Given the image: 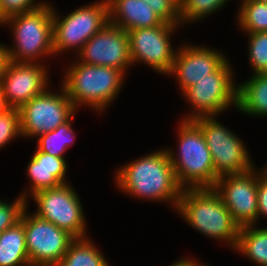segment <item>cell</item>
I'll return each instance as SVG.
<instances>
[{
	"label": "cell",
	"mask_w": 267,
	"mask_h": 266,
	"mask_svg": "<svg viewBox=\"0 0 267 266\" xmlns=\"http://www.w3.org/2000/svg\"><path fill=\"white\" fill-rule=\"evenodd\" d=\"M113 176L115 187L123 194L140 200L167 202L176 210L183 188L177 182L166 147L119 165Z\"/></svg>",
	"instance_id": "1"
},
{
	"label": "cell",
	"mask_w": 267,
	"mask_h": 266,
	"mask_svg": "<svg viewBox=\"0 0 267 266\" xmlns=\"http://www.w3.org/2000/svg\"><path fill=\"white\" fill-rule=\"evenodd\" d=\"M175 212L195 231L235 249L240 226L213 188L183 189Z\"/></svg>",
	"instance_id": "2"
},
{
	"label": "cell",
	"mask_w": 267,
	"mask_h": 266,
	"mask_svg": "<svg viewBox=\"0 0 267 266\" xmlns=\"http://www.w3.org/2000/svg\"><path fill=\"white\" fill-rule=\"evenodd\" d=\"M125 77L119 69L89 65L74 58L65 67L60 84L77 111L80 106H87L96 114H103L121 93Z\"/></svg>",
	"instance_id": "3"
},
{
	"label": "cell",
	"mask_w": 267,
	"mask_h": 266,
	"mask_svg": "<svg viewBox=\"0 0 267 266\" xmlns=\"http://www.w3.org/2000/svg\"><path fill=\"white\" fill-rule=\"evenodd\" d=\"M177 149L167 147L178 184L183 188H213L219 178L201 128L193 120H180Z\"/></svg>",
	"instance_id": "4"
},
{
	"label": "cell",
	"mask_w": 267,
	"mask_h": 266,
	"mask_svg": "<svg viewBox=\"0 0 267 266\" xmlns=\"http://www.w3.org/2000/svg\"><path fill=\"white\" fill-rule=\"evenodd\" d=\"M52 4L46 1L39 9L6 18L4 26H10L14 41L12 46L7 45L10 61L43 63L42 58L47 61L55 57Z\"/></svg>",
	"instance_id": "5"
},
{
	"label": "cell",
	"mask_w": 267,
	"mask_h": 266,
	"mask_svg": "<svg viewBox=\"0 0 267 266\" xmlns=\"http://www.w3.org/2000/svg\"><path fill=\"white\" fill-rule=\"evenodd\" d=\"M228 58L208 77L197 81L182 95L191 108L181 120H193L203 116H220L233 105L237 108V83L235 70ZM192 106V107H191Z\"/></svg>",
	"instance_id": "6"
},
{
	"label": "cell",
	"mask_w": 267,
	"mask_h": 266,
	"mask_svg": "<svg viewBox=\"0 0 267 266\" xmlns=\"http://www.w3.org/2000/svg\"><path fill=\"white\" fill-rule=\"evenodd\" d=\"M53 6V50L56 56L73 51L76 55L85 43L109 22L107 0L80 6L66 16Z\"/></svg>",
	"instance_id": "7"
},
{
	"label": "cell",
	"mask_w": 267,
	"mask_h": 266,
	"mask_svg": "<svg viewBox=\"0 0 267 266\" xmlns=\"http://www.w3.org/2000/svg\"><path fill=\"white\" fill-rule=\"evenodd\" d=\"M218 116H203L193 119L201 128L212 155L215 174H242L253 169L254 162L246 143L236 133L221 124Z\"/></svg>",
	"instance_id": "8"
},
{
	"label": "cell",
	"mask_w": 267,
	"mask_h": 266,
	"mask_svg": "<svg viewBox=\"0 0 267 266\" xmlns=\"http://www.w3.org/2000/svg\"><path fill=\"white\" fill-rule=\"evenodd\" d=\"M30 197L37 205L34 211L36 216L53 223L74 238L88 237L85 210L80 196L70 183L40 190Z\"/></svg>",
	"instance_id": "9"
},
{
	"label": "cell",
	"mask_w": 267,
	"mask_h": 266,
	"mask_svg": "<svg viewBox=\"0 0 267 266\" xmlns=\"http://www.w3.org/2000/svg\"><path fill=\"white\" fill-rule=\"evenodd\" d=\"M58 87L61 89L59 93H53L47 87L19 108L22 138L36 139L39 135L55 130L78 112L63 86Z\"/></svg>",
	"instance_id": "10"
},
{
	"label": "cell",
	"mask_w": 267,
	"mask_h": 266,
	"mask_svg": "<svg viewBox=\"0 0 267 266\" xmlns=\"http://www.w3.org/2000/svg\"><path fill=\"white\" fill-rule=\"evenodd\" d=\"M28 213L27 205L20 221L24 225L30 265L57 266L75 238L53 223L39 218L33 212Z\"/></svg>",
	"instance_id": "11"
},
{
	"label": "cell",
	"mask_w": 267,
	"mask_h": 266,
	"mask_svg": "<svg viewBox=\"0 0 267 266\" xmlns=\"http://www.w3.org/2000/svg\"><path fill=\"white\" fill-rule=\"evenodd\" d=\"M179 27L181 25L163 22L156 27L127 31L132 67L142 63L152 67L158 74L167 76L173 67L178 48L174 50L172 47L171 37Z\"/></svg>",
	"instance_id": "12"
},
{
	"label": "cell",
	"mask_w": 267,
	"mask_h": 266,
	"mask_svg": "<svg viewBox=\"0 0 267 266\" xmlns=\"http://www.w3.org/2000/svg\"><path fill=\"white\" fill-rule=\"evenodd\" d=\"M257 183L258 168L254 167L242 174L221 176L213 187L240 228L257 224Z\"/></svg>",
	"instance_id": "13"
},
{
	"label": "cell",
	"mask_w": 267,
	"mask_h": 266,
	"mask_svg": "<svg viewBox=\"0 0 267 266\" xmlns=\"http://www.w3.org/2000/svg\"><path fill=\"white\" fill-rule=\"evenodd\" d=\"M74 57L79 62L113 67L127 75L132 66L128 33L108 22Z\"/></svg>",
	"instance_id": "14"
},
{
	"label": "cell",
	"mask_w": 267,
	"mask_h": 266,
	"mask_svg": "<svg viewBox=\"0 0 267 266\" xmlns=\"http://www.w3.org/2000/svg\"><path fill=\"white\" fill-rule=\"evenodd\" d=\"M47 68L44 63L10 61L0 81L6 106L19 109L50 86Z\"/></svg>",
	"instance_id": "15"
},
{
	"label": "cell",
	"mask_w": 267,
	"mask_h": 266,
	"mask_svg": "<svg viewBox=\"0 0 267 266\" xmlns=\"http://www.w3.org/2000/svg\"><path fill=\"white\" fill-rule=\"evenodd\" d=\"M186 43L178 45L173 67L168 74V76L173 75L176 78L181 94L197 81L208 77L229 58L222 53V50L218 51L217 48Z\"/></svg>",
	"instance_id": "16"
},
{
	"label": "cell",
	"mask_w": 267,
	"mask_h": 266,
	"mask_svg": "<svg viewBox=\"0 0 267 266\" xmlns=\"http://www.w3.org/2000/svg\"><path fill=\"white\" fill-rule=\"evenodd\" d=\"M66 160V158L55 157L37 149L34 151L26 167V175L30 180L29 189L27 188L19 194L27 201V205L30 196L34 193L69 183L66 177V173H68Z\"/></svg>",
	"instance_id": "17"
},
{
	"label": "cell",
	"mask_w": 267,
	"mask_h": 266,
	"mask_svg": "<svg viewBox=\"0 0 267 266\" xmlns=\"http://www.w3.org/2000/svg\"><path fill=\"white\" fill-rule=\"evenodd\" d=\"M109 22L123 30L150 28L164 21L143 0H107Z\"/></svg>",
	"instance_id": "18"
},
{
	"label": "cell",
	"mask_w": 267,
	"mask_h": 266,
	"mask_svg": "<svg viewBox=\"0 0 267 266\" xmlns=\"http://www.w3.org/2000/svg\"><path fill=\"white\" fill-rule=\"evenodd\" d=\"M236 109L252 117H267V74H252L237 84Z\"/></svg>",
	"instance_id": "19"
},
{
	"label": "cell",
	"mask_w": 267,
	"mask_h": 266,
	"mask_svg": "<svg viewBox=\"0 0 267 266\" xmlns=\"http://www.w3.org/2000/svg\"><path fill=\"white\" fill-rule=\"evenodd\" d=\"M0 266H31L21 221L0 233Z\"/></svg>",
	"instance_id": "20"
},
{
	"label": "cell",
	"mask_w": 267,
	"mask_h": 266,
	"mask_svg": "<svg viewBox=\"0 0 267 266\" xmlns=\"http://www.w3.org/2000/svg\"><path fill=\"white\" fill-rule=\"evenodd\" d=\"M257 225L240 228L234 251L259 266H267V227Z\"/></svg>",
	"instance_id": "21"
},
{
	"label": "cell",
	"mask_w": 267,
	"mask_h": 266,
	"mask_svg": "<svg viewBox=\"0 0 267 266\" xmlns=\"http://www.w3.org/2000/svg\"><path fill=\"white\" fill-rule=\"evenodd\" d=\"M90 237L75 238L57 266H111Z\"/></svg>",
	"instance_id": "22"
},
{
	"label": "cell",
	"mask_w": 267,
	"mask_h": 266,
	"mask_svg": "<svg viewBox=\"0 0 267 266\" xmlns=\"http://www.w3.org/2000/svg\"><path fill=\"white\" fill-rule=\"evenodd\" d=\"M76 113L55 130L39 135L35 149L55 157L65 158V152L74 145L76 134L72 127Z\"/></svg>",
	"instance_id": "23"
},
{
	"label": "cell",
	"mask_w": 267,
	"mask_h": 266,
	"mask_svg": "<svg viewBox=\"0 0 267 266\" xmlns=\"http://www.w3.org/2000/svg\"><path fill=\"white\" fill-rule=\"evenodd\" d=\"M236 23L243 33L267 32V3L241 0Z\"/></svg>",
	"instance_id": "24"
},
{
	"label": "cell",
	"mask_w": 267,
	"mask_h": 266,
	"mask_svg": "<svg viewBox=\"0 0 267 266\" xmlns=\"http://www.w3.org/2000/svg\"><path fill=\"white\" fill-rule=\"evenodd\" d=\"M230 0H180L181 26L201 21L218 12Z\"/></svg>",
	"instance_id": "25"
},
{
	"label": "cell",
	"mask_w": 267,
	"mask_h": 266,
	"mask_svg": "<svg viewBox=\"0 0 267 266\" xmlns=\"http://www.w3.org/2000/svg\"><path fill=\"white\" fill-rule=\"evenodd\" d=\"M245 34L248 37V62L253 75L267 74V32Z\"/></svg>",
	"instance_id": "26"
},
{
	"label": "cell",
	"mask_w": 267,
	"mask_h": 266,
	"mask_svg": "<svg viewBox=\"0 0 267 266\" xmlns=\"http://www.w3.org/2000/svg\"><path fill=\"white\" fill-rule=\"evenodd\" d=\"M17 137L22 138L19 109L8 108L0 114V150Z\"/></svg>",
	"instance_id": "27"
},
{
	"label": "cell",
	"mask_w": 267,
	"mask_h": 266,
	"mask_svg": "<svg viewBox=\"0 0 267 266\" xmlns=\"http://www.w3.org/2000/svg\"><path fill=\"white\" fill-rule=\"evenodd\" d=\"M17 198V199H16ZM27 207V201L20 195L14 201L0 200V233L14 226L20 221L23 210Z\"/></svg>",
	"instance_id": "28"
},
{
	"label": "cell",
	"mask_w": 267,
	"mask_h": 266,
	"mask_svg": "<svg viewBox=\"0 0 267 266\" xmlns=\"http://www.w3.org/2000/svg\"><path fill=\"white\" fill-rule=\"evenodd\" d=\"M166 23L181 25L180 0H143Z\"/></svg>",
	"instance_id": "29"
},
{
	"label": "cell",
	"mask_w": 267,
	"mask_h": 266,
	"mask_svg": "<svg viewBox=\"0 0 267 266\" xmlns=\"http://www.w3.org/2000/svg\"><path fill=\"white\" fill-rule=\"evenodd\" d=\"M46 1L37 0H0V9L7 18L18 13H27L39 9Z\"/></svg>",
	"instance_id": "30"
},
{
	"label": "cell",
	"mask_w": 267,
	"mask_h": 266,
	"mask_svg": "<svg viewBox=\"0 0 267 266\" xmlns=\"http://www.w3.org/2000/svg\"><path fill=\"white\" fill-rule=\"evenodd\" d=\"M257 203L258 214L257 223L260 217L267 218V170L263 168L258 169V183H257Z\"/></svg>",
	"instance_id": "31"
},
{
	"label": "cell",
	"mask_w": 267,
	"mask_h": 266,
	"mask_svg": "<svg viewBox=\"0 0 267 266\" xmlns=\"http://www.w3.org/2000/svg\"><path fill=\"white\" fill-rule=\"evenodd\" d=\"M10 62L9 51L6 44L0 43V81Z\"/></svg>",
	"instance_id": "32"
},
{
	"label": "cell",
	"mask_w": 267,
	"mask_h": 266,
	"mask_svg": "<svg viewBox=\"0 0 267 266\" xmlns=\"http://www.w3.org/2000/svg\"><path fill=\"white\" fill-rule=\"evenodd\" d=\"M195 258H182L180 257L179 259H177L176 261H174L173 263H171L169 266H209V264H203L201 263L200 260L195 259Z\"/></svg>",
	"instance_id": "33"
},
{
	"label": "cell",
	"mask_w": 267,
	"mask_h": 266,
	"mask_svg": "<svg viewBox=\"0 0 267 266\" xmlns=\"http://www.w3.org/2000/svg\"><path fill=\"white\" fill-rule=\"evenodd\" d=\"M8 107L6 106L4 99H3V94H2V89L0 85V114L3 113Z\"/></svg>",
	"instance_id": "34"
},
{
	"label": "cell",
	"mask_w": 267,
	"mask_h": 266,
	"mask_svg": "<svg viewBox=\"0 0 267 266\" xmlns=\"http://www.w3.org/2000/svg\"><path fill=\"white\" fill-rule=\"evenodd\" d=\"M6 17L3 15L1 9H0V26L4 27Z\"/></svg>",
	"instance_id": "35"
},
{
	"label": "cell",
	"mask_w": 267,
	"mask_h": 266,
	"mask_svg": "<svg viewBox=\"0 0 267 266\" xmlns=\"http://www.w3.org/2000/svg\"><path fill=\"white\" fill-rule=\"evenodd\" d=\"M256 1L267 3V0H256Z\"/></svg>",
	"instance_id": "36"
},
{
	"label": "cell",
	"mask_w": 267,
	"mask_h": 266,
	"mask_svg": "<svg viewBox=\"0 0 267 266\" xmlns=\"http://www.w3.org/2000/svg\"><path fill=\"white\" fill-rule=\"evenodd\" d=\"M263 166H264L263 168L267 170V162H266V164L263 165Z\"/></svg>",
	"instance_id": "37"
}]
</instances>
